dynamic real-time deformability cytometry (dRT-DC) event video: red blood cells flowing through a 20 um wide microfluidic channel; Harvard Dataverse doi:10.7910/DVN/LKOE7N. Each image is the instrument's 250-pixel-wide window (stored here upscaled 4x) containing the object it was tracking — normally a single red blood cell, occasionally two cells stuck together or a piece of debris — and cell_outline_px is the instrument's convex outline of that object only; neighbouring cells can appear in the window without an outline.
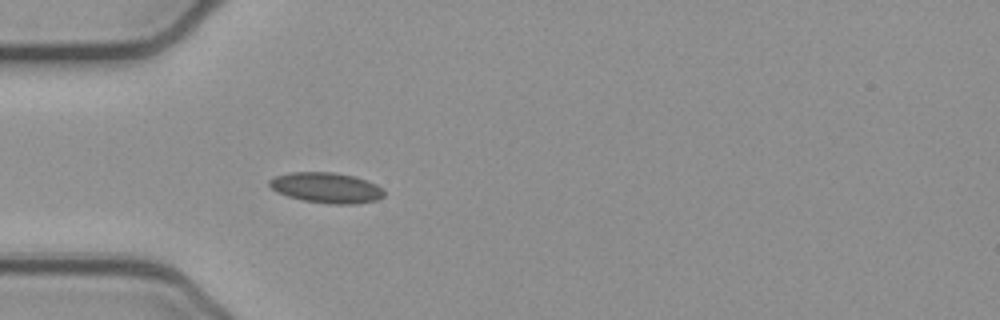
{"species": "common noctule bat (a hibernating species)", "species_latin": "Nyctalus noctula", "temperature_condition": "cold", "stored_images_in_passage": 12, "camera_frame_rate_fps": 3000, "um_per_image_px": 0.085, "animal": {"sex": "female", "body_mass_g": 21.9}, "frame": {"image": 1, "passage_image": 1, "time_ms": 0.0, "image_size_px": [1000, 320], "cell_outline_px": [[384, 196], [376, 200], [356, 204], [328, 204], [300, 200], [276, 192], [268, 184], [268, 180], [276, 176], [288, 172], [332, 172], [352, 176], [376, 184], [384, 188]], "centroid_in_image_um": [27.72, 15.97], "position_along_channel_um": 57.3, "area_um2": 20.46}}
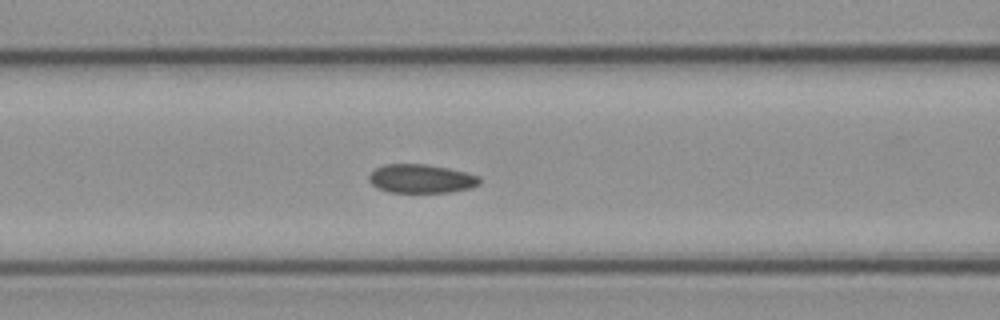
{"frame": {"image": 2, "passage_image": 7, "time_ms": 2.0, "image_size_px": [1000, 320], "cell_outline_px": [[480, 184], [472, 188], [452, 192], [388, 192], [376, 188], [368, 180], [368, 176], [376, 168], [384, 164], [428, 164], [448, 168], [480, 176]], "centroid_in_image_um": [35.8, 15.19], "position_along_channel_um": 130.8, "area_um2": 18.67}}
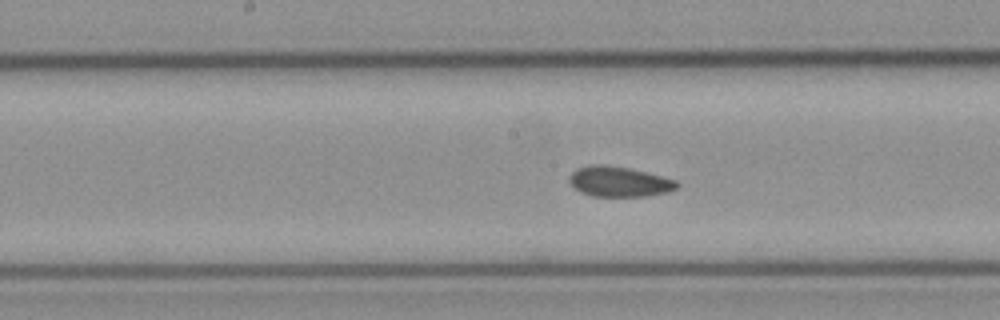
{"frame": {"image": 3, "passage_image": 12, "time_ms": 3.667, "image_size_px": [1000, 320], "cell_outline_px": [[680, 184], [676, 188], [668, 192], [648, 196], [592, 196], [580, 192], [568, 180], [568, 176], [576, 168], [588, 164], [604, 164], [628, 168], [676, 180]], "centroid_in_image_um": [52.59, 15.43], "position_along_channel_um": 195.6, "area_um2": 18.96}}